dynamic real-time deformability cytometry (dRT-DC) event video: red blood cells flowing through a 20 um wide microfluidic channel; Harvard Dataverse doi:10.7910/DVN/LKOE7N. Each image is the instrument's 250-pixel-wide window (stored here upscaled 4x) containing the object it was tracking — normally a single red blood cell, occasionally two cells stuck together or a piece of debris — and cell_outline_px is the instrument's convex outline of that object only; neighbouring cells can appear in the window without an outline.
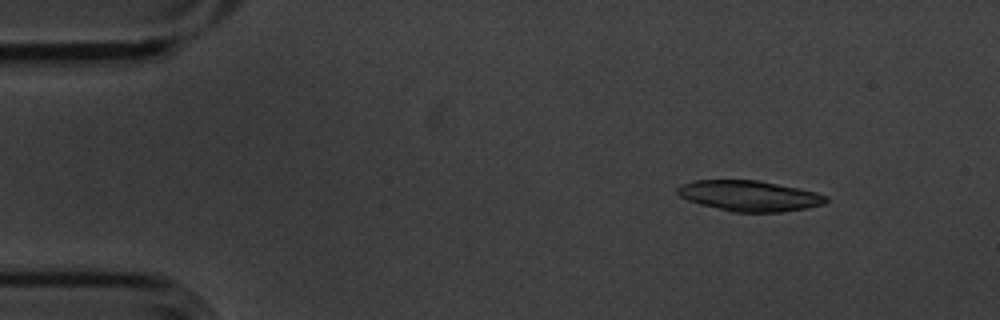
{"species": "common noctule bat (a hibernating species)", "species_latin": "Nyctalus noctula", "temperature_condition": "cold", "stored_images_in_passage": 5, "camera_frame_rate_fps": 3000, "um_per_image_px": 0.085, "animal": {"sex": "male", "body_mass_g": 20.1, "forearm_length_mm": 53.5}, "frame": {"image": 1, "passage_image": 2, "time_ms": 0.333, "image_size_px": [1000, 320], "cell_outline_px": [[828, 200], [824, 204], [804, 208], [780, 212], [732, 212], [700, 204], [688, 200], [680, 196], [676, 192], [676, 188], [680, 184], [692, 180], [760, 180], [800, 188], [816, 192], [828, 196]], "centroid_in_image_um": [63.68, 16.63], "position_along_channel_um": 21.3, "area_um2": 26.65}}